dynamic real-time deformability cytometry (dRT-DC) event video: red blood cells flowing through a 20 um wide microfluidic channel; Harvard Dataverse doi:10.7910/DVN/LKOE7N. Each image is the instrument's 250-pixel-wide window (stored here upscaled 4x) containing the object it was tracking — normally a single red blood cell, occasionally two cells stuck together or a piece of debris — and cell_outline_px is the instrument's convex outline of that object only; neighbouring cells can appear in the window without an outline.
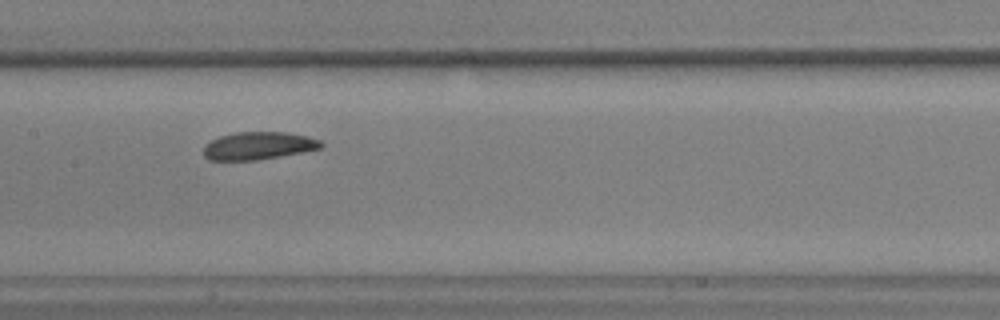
{"species": "common noctule bat (a hibernating species)", "species_latin": "Nyctalus noctula", "temperature_condition": "warm", "stored_images_in_passage": 36, "camera_frame_rate_fps": 3000, "um_per_image_px": 0.085, "animal": {"sex": "male", "body_mass_g": 17.9, "forearm_length_mm": 54.2}, "frame": {"image": 1, "passage_image": 16, "time_ms": 5.0, "image_size_px": [1000, 320], "cell_outline_px": [[324, 144], [320, 148], [304, 152], [260, 160], [208, 160], [204, 156], [204, 144], [220, 136], [236, 132], [284, 132], [308, 136], [320, 140]], "centroid_in_image_um": [21.97, 12.39], "position_along_channel_um": 185.4, "area_um2": 19.07}}